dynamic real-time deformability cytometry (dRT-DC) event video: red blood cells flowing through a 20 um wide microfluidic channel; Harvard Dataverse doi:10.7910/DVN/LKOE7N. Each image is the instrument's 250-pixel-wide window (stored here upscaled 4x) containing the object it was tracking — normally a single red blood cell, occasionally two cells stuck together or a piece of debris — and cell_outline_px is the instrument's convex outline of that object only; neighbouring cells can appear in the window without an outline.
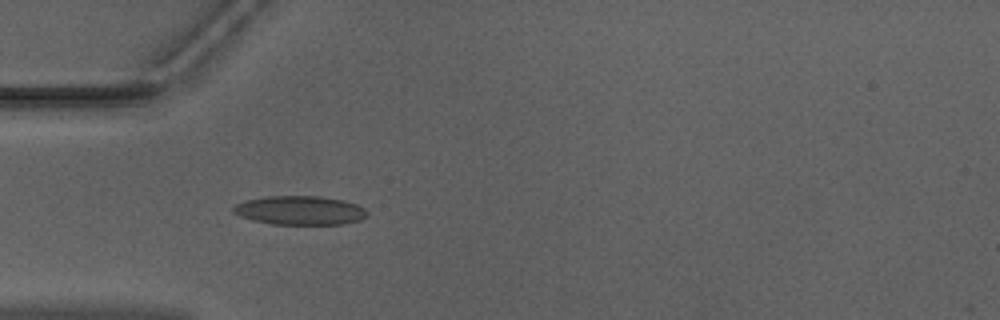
{"species": "Egyptian fruit bat (a non-hibernating species)", "species_latin": "Rousettus aegyptiacus", "temperature_condition": "warm", "stored_images_in_passage": 37, "camera_frame_rate_fps": 3000, "um_per_image_px": 0.085, "animal": {"sex": "male"}, "frame": {"image": 1, "passage_image": 1, "time_ms": 0.0, "image_size_px": [1000, 320], "cell_outline_px": [[368, 216], [360, 220], [344, 224], [272, 224], [252, 220], [240, 216], [232, 212], [232, 208], [236, 204], [244, 200], [264, 196], [320, 196], [344, 200], [356, 204], [364, 208], [368, 212]], "centroid_in_image_um": [25.49, 17.88], "position_along_channel_um": 59.5, "area_um2": 22.77}}
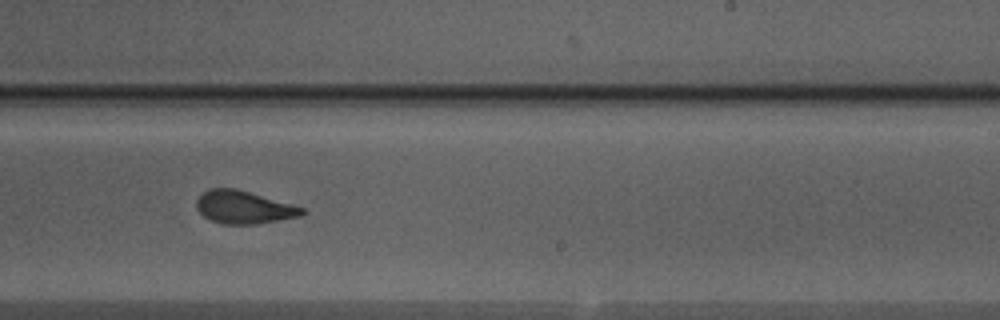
{"frame": {"image": 2, "passage_image": 17, "time_ms": 5.333, "image_size_px": [1000, 320], "cell_outline_px": [[308, 212], [300, 216], [252, 224], [220, 224], [204, 216], [196, 208], [196, 200], [208, 188], [236, 188], [292, 204], [304, 208]], "centroid_in_image_um": [20.71, 17.61], "position_along_channel_um": 268.3, "area_um2": 20.06}}
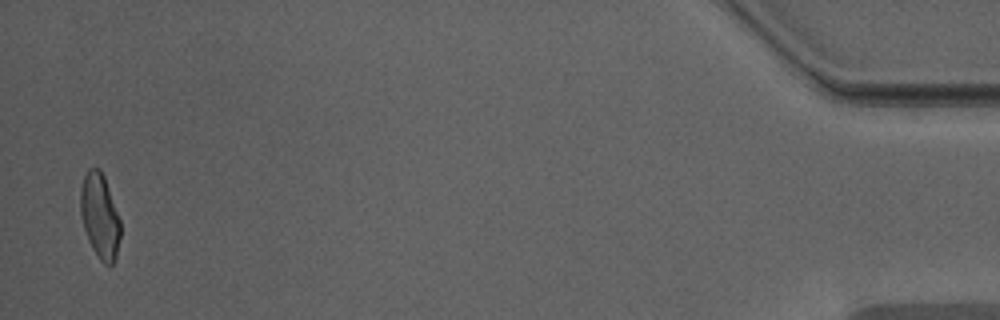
{"frame": {"image": 3, "passage_image": 36, "time_ms": 11.667, "image_size_px": [1000, 320], "cell_outline_px": [[120, 236], [116, 256], [112, 264], [104, 264], [100, 260], [92, 248], [88, 240], [84, 228], [80, 212], [80, 188], [84, 176], [88, 168], [100, 168], [104, 176], [120, 220]], "centroid_in_image_um": [8.47, 18.35], "position_along_channel_um": 426.7, "area_um2": 19.65}, "authors_computed_cell_mechanics": {"area_um2": 20.4034, "velocity_mm_per_s": 3.975, "shape_relaxation_time_tau1_ms": null, "shape_relaxation_time_tau2_ms": 1.072, "deformation_change_tau1": null, "deformation_change_tau2": 0.0776}}